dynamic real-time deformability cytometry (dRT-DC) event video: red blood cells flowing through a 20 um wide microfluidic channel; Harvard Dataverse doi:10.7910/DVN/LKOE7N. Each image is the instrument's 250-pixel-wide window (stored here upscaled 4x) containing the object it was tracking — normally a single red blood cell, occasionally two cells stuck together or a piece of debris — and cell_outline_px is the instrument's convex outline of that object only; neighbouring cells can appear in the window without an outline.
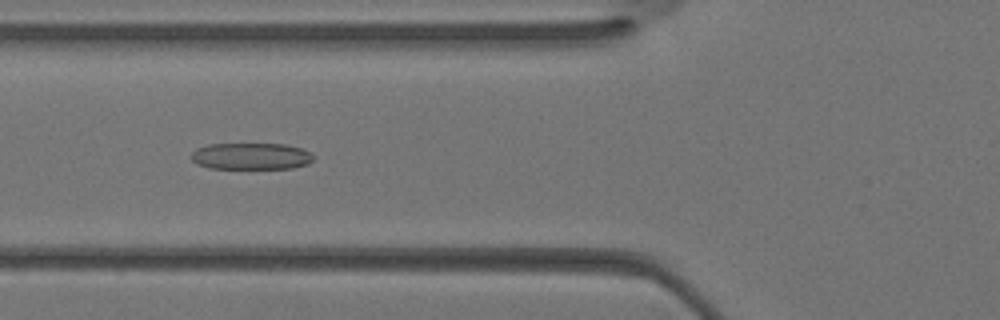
{"species": "Egyptian fruit bat (a non-hibernating species)", "species_latin": "Rousettus aegyptiacus", "temperature_condition": "warm", "stored_images_in_passage": 34, "camera_frame_rate_fps": 3000, "um_per_image_px": 0.085, "animal": {"sex": "female"}, "frame": {"image": 1, "passage_image": 12, "time_ms": 3.667, "image_size_px": [1000, 320], "cell_outline_px": [[312, 160], [308, 164], [292, 168], [208, 168], [196, 164], [192, 160], [192, 152], [196, 148], [208, 144], [288, 144], [312, 152]], "centroid_in_image_um": [21.33, 13.27], "position_along_channel_um": 104.5, "area_um2": 19.02}}
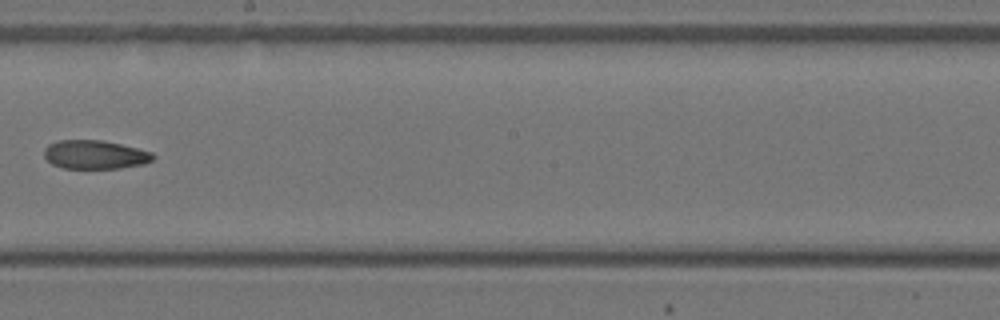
{"frame": {"image": 2, "passage_image": 19, "time_ms": 6.0, "image_size_px": [1000, 320], "cell_outline_px": [[156, 156], [152, 160], [144, 164], [120, 168], [64, 168], [52, 164], [44, 156], [44, 148], [48, 144], [60, 140], [100, 140], [120, 144], [152, 152]], "centroid_in_image_um": [8.07, 13.14], "position_along_channel_um": 240.1, "area_um2": 18.15}}
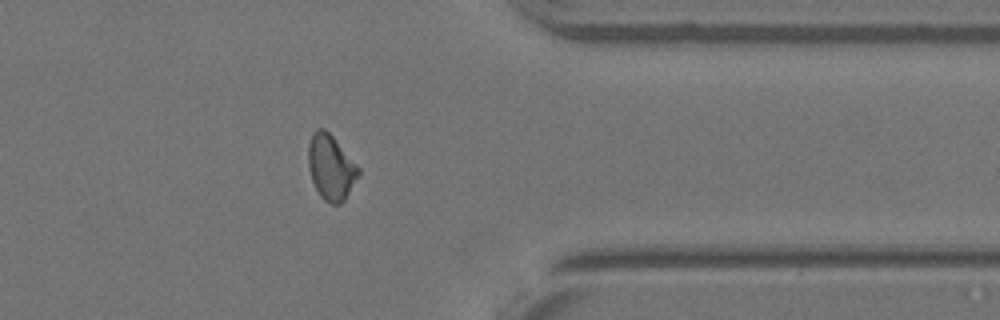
{"frame": {"image": 3, "passage_image": 27, "time_ms": 8.667, "image_size_px": [1000, 320], "cell_outline_px": [[360, 176], [344, 200], [340, 204], [332, 204], [324, 200], [320, 196], [312, 180], [308, 164], [308, 144], [312, 132], [316, 128], [324, 128], [332, 136], [360, 168]], "centroid_in_image_um": [28.13, 14.22], "position_along_channel_um": 383.3, "area_um2": 19.07}}